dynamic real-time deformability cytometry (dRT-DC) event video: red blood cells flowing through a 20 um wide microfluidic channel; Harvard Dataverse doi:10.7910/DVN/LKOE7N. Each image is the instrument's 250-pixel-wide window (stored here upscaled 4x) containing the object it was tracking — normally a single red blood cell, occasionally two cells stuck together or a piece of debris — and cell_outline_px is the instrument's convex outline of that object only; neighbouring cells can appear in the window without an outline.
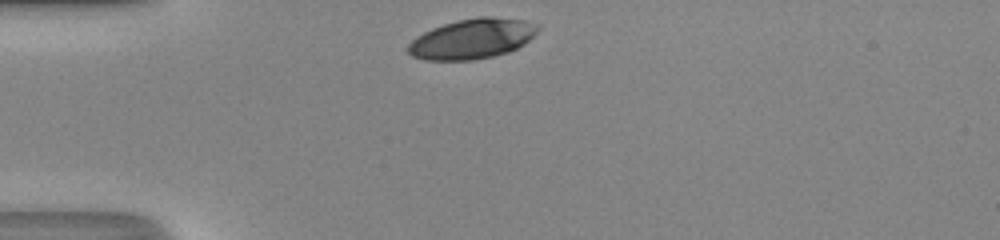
{"species": "human", "species_latin": "Homo sapiens", "temperature_condition": "room temperature", "stored_images_in_passage": 27, "camera_frame_rate_fps": 3000, "um_per_image_px": 0.085, "donor": {"sex": "male"}, "frame": {"image": 1, "passage_image": 1, "time_ms": 0.0, "image_size_px": [1000, 240], "cell_outline_px": [[540, 28], [524, 44], [508, 52], [492, 56], [472, 60], [424, 60], [412, 56], [408, 52], [408, 44], [416, 36], [432, 28], [456, 20], [480, 16], [492, 16], [524, 20], [540, 24]], "centroid_in_image_um": [40.14, 3.28], "position_along_channel_um": 44.9, "area_um2": 30.35}}
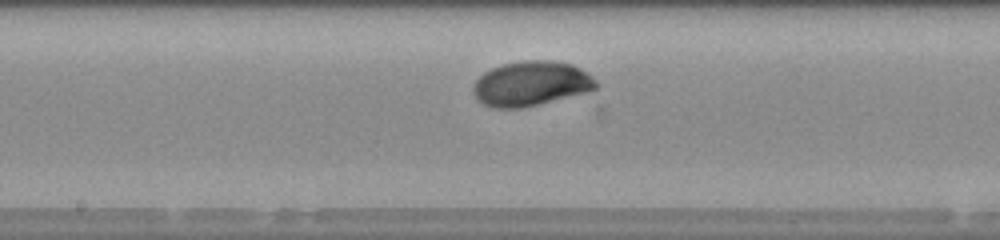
{"frame": {"image": 2, "passage_image": 14, "time_ms": 4.333, "image_size_px": [1000, 240], "cell_outline_px": [[600, 84], [596, 88], [588, 92], [520, 108], [496, 108], [484, 104], [472, 92], [472, 88], [476, 80], [484, 72], [492, 68], [504, 64], [524, 60], [552, 60], [572, 64], [588, 72]], "centroid_in_image_um": [45.17, 7.09], "position_along_channel_um": 203.0, "area_um2": 31.96}}
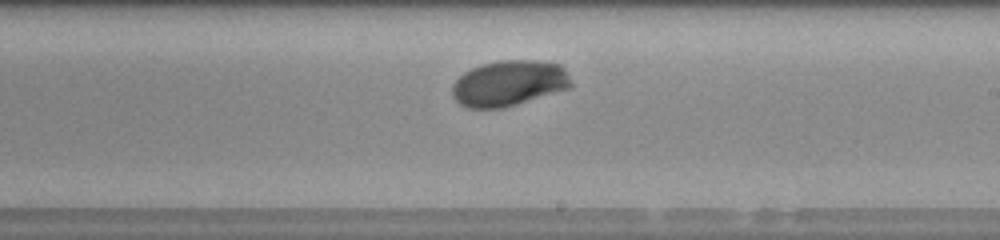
{"frame": {"image": 3, "passage_image": 17, "time_ms": 5.333, "image_size_px": [1000, 240], "cell_outline_px": [[572, 88], [516, 104], [500, 108], [468, 108], [460, 104], [452, 96], [452, 84], [464, 72], [480, 64], [496, 60], [536, 60], [560, 64], [564, 68], [572, 80]], "centroid_in_image_um": [43.27, 7.06], "position_along_channel_um": 245.7, "area_um2": 31.91}, "authors_computed_cell_mechanics": {"area_um2": 31.2698, "velocity_mm_per_s": 4.2814, "shape_relaxation_time_tau1_ms": 2.2659, "shape_relaxation_time_tau2_ms": null, "deformation_change_tau1": 0.1709, "deformation_change_tau2": null}}